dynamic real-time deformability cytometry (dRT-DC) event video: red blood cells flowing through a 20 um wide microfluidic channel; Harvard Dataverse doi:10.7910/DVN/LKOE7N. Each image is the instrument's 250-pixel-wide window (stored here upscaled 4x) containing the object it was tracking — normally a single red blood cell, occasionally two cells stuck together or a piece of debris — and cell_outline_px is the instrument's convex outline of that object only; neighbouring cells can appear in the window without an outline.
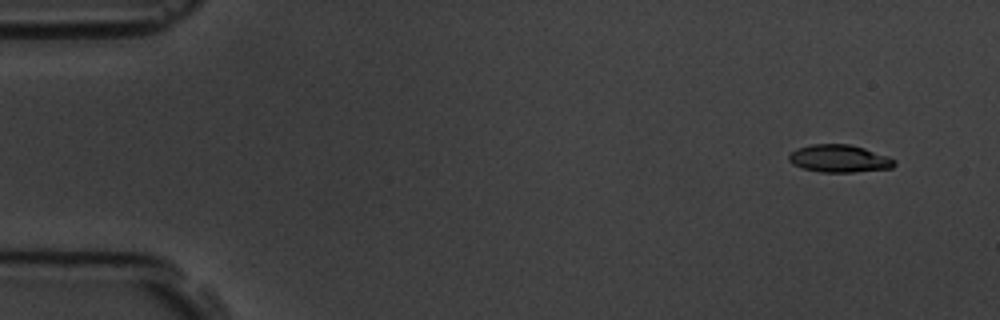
{"species": "common noctule bat (a hibernating species)", "species_latin": "Nyctalus noctula", "temperature_condition": "room temperature", "stored_images_in_passage": 5, "camera_frame_rate_fps": 3000, "um_per_image_px": 0.085, "animal": {"sex": "male", "body_mass_g": 19.5, "forearm_length_mm": 54.6}, "frame": {"image": 1, "passage_image": 2, "time_ms": 1.0, "image_size_px": [1000, 320], "cell_outline_px": [[896, 164], [892, 168], [852, 172], [820, 172], [804, 168], [792, 164], [788, 160], [788, 156], [796, 148], [812, 144], [848, 144], [864, 148], [888, 156], [896, 160]], "centroid_in_image_um": [71.34, 13.48], "position_along_channel_um": 13.7, "area_um2": 16.94}}
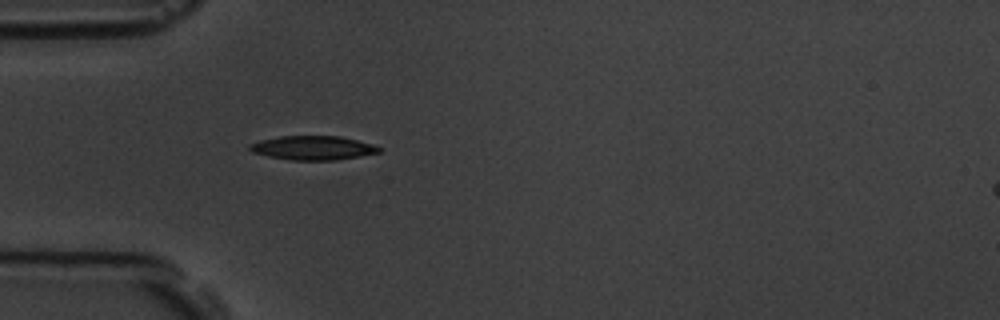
{"frame": {"image": 2, "passage_image": 5, "time_ms": 5.333, "image_size_px": [1000, 320], "cell_outline_px": [[384, 148], [380, 152], [360, 156], [336, 160], [292, 160], [268, 156], [252, 152], [248, 148], [248, 144], [260, 140], [280, 136], [340, 136], [372, 144]], "centroid_in_image_um": [26.6, 12.57], "position_along_channel_um": 58.4, "area_um2": 18.15}}